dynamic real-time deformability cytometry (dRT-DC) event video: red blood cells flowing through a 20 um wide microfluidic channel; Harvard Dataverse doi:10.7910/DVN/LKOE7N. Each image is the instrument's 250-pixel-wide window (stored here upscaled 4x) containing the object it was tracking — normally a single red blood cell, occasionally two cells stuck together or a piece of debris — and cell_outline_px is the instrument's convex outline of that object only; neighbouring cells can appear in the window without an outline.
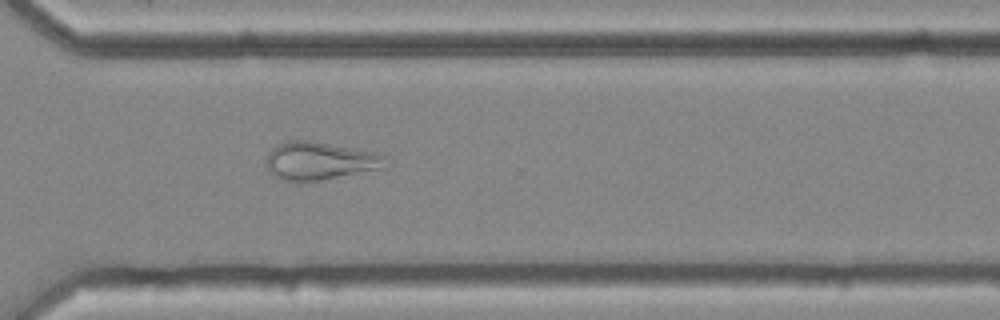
{"species": "common noctule bat (a hibernating species)", "species_latin": "Nyctalus noctula", "temperature_condition": "cold", "stored_images_in_passage": 55, "camera_frame_rate_fps": 3000, "um_per_image_px": 0.085, "animal": {"sex": "female", "body_mass_g": 25.1}, "frame": {"image": 1, "passage_image": 40, "time_ms": 13.0, "image_size_px": [1000, 320], "cell_outline_px": [[392, 164], [384, 168], [324, 180], [296, 184], [280, 180], [268, 172], [264, 160], [268, 152], [276, 144], [288, 140], [308, 140], [380, 152], [388, 156], [392, 160]], "centroid_in_image_um": [27.22, 13.7], "position_along_channel_um": 343.4, "area_um2": 27.92}}
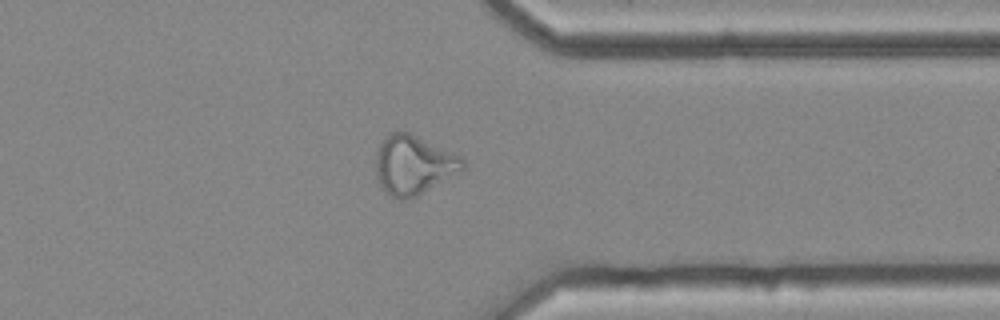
{"frame": {"image": 2, "passage_image": 43, "time_ms": 14.0, "image_size_px": [1000, 320], "cell_outline_px": [[464, 168], [416, 196], [404, 200], [400, 200], [392, 196], [380, 184], [376, 172], [376, 152], [380, 144], [388, 132], [408, 132], [460, 156], [464, 160]], "centroid_in_image_um": [35.11, 14.0], "position_along_channel_um": 376.3, "area_um2": 29.13}}
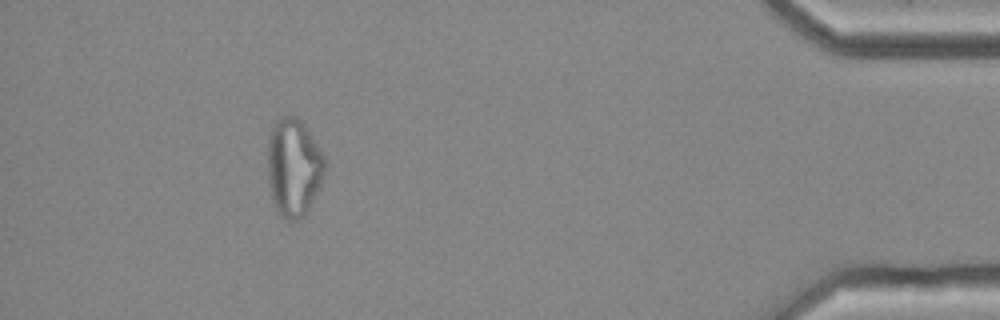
{"frame": {"image": 3, "passage_image": 50, "time_ms": 16.333, "image_size_px": [1000, 320], "cell_outline_px": [[328, 160], [320, 184], [308, 212], [292, 224], [280, 216], [276, 212], [272, 200], [268, 184], [268, 140], [272, 124], [280, 116], [292, 116], [300, 120]], "centroid_in_image_um": [24.95, 14.28], "position_along_channel_um": 410.3, "area_um2": 33.12}}